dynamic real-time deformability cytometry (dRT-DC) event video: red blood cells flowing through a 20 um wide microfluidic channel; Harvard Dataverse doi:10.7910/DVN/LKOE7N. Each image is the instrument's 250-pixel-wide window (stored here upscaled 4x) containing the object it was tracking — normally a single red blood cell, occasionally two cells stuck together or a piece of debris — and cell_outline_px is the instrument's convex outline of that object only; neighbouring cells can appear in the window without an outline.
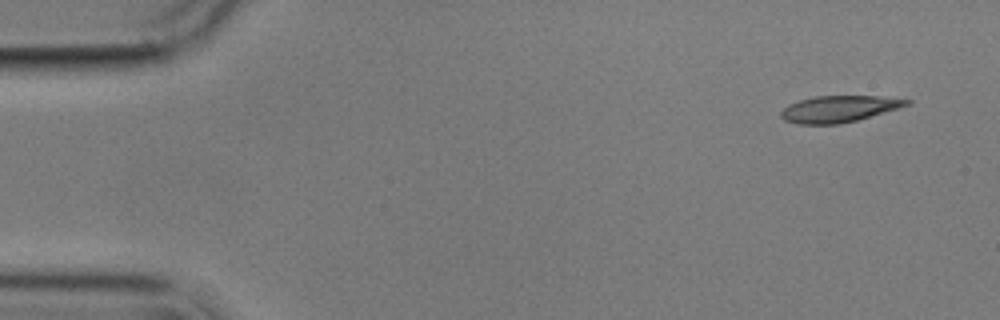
{"species": "common noctule bat (a hibernating species)", "species_latin": "Nyctalus noctula", "temperature_condition": "cold", "stored_images_in_passage": 8, "camera_frame_rate_fps": 3000, "um_per_image_px": 0.085, "animal": {"sex": "male", "body_mass_g": 17.9}, "frame": {"image": 1, "passage_image": 1, "time_ms": 0.0, "image_size_px": [1000, 320], "cell_outline_px": [[912, 104], [856, 120], [840, 124], [796, 124], [784, 120], [780, 116], [780, 112], [788, 104], [800, 100], [816, 96], [876, 96], [912, 100]], "centroid_in_image_um": [71.28, 9.26], "position_along_channel_um": 13.7, "area_um2": 19.31}}
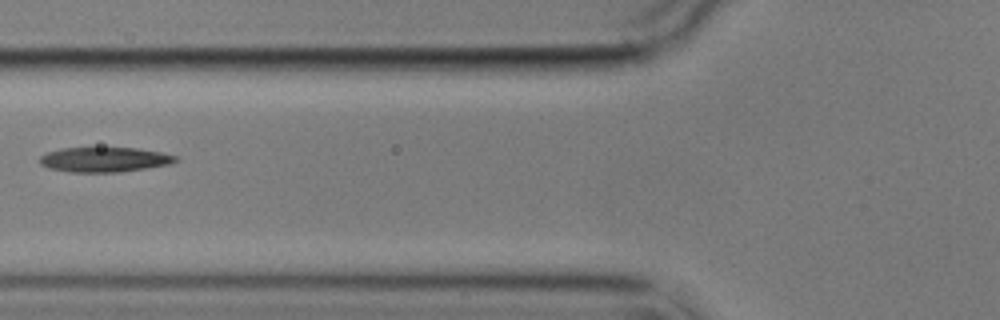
{"frame": {"image": 2, "passage_image": 6, "time_ms": 6.0, "image_size_px": [1000, 320], "cell_outline_px": [[180, 160], [172, 164], [120, 172], [68, 172], [48, 168], [40, 164], [40, 156], [48, 152], [60, 148], [136, 148], [160, 152], [180, 156]], "centroid_in_image_um": [8.92, 13.57], "position_along_channel_um": 116.9, "area_um2": 19.83}}
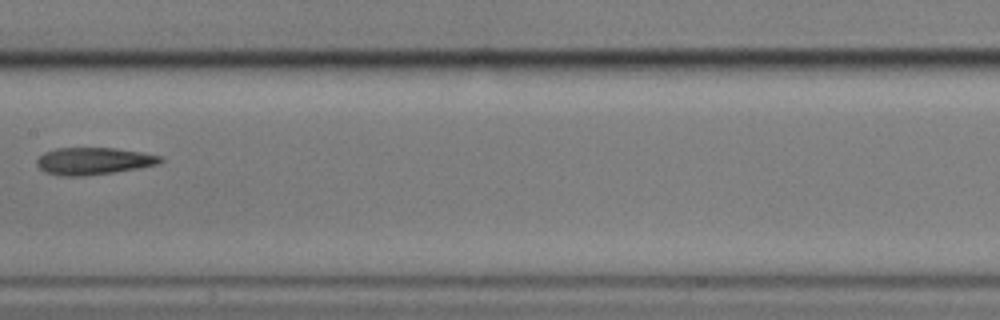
{"frame": {"image": 3, "passage_image": 8, "time_ms": 8.333, "image_size_px": [1000, 320], "cell_outline_px": [[164, 160], [156, 164], [140, 168], [84, 176], [60, 176], [44, 172], [36, 164], [36, 160], [44, 152], [56, 148], [116, 148], [140, 152], [160, 156]], "centroid_in_image_um": [7.91, 13.69], "position_along_channel_um": 199.5, "area_um2": 19.48}}